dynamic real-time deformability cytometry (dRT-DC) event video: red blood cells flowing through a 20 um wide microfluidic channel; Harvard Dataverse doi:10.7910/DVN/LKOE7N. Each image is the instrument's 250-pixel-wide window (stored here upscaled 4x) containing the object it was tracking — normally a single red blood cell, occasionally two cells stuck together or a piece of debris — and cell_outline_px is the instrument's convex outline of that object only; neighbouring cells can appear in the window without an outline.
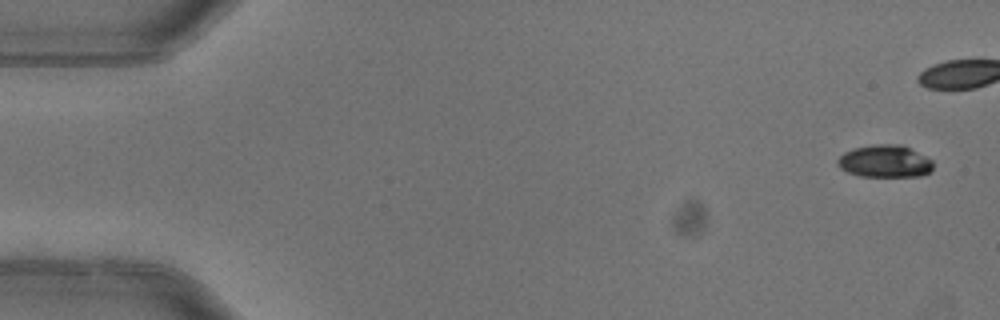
{"species": "common noctule bat (a hibernating species)", "species_latin": "Nyctalus noctula", "temperature_condition": "warm", "stored_images_in_passage": 7, "camera_frame_rate_fps": 3000, "um_per_image_px": 0.085, "animal": {"sex": "female"}, "frame": {"image": 1, "passage_image": 1, "time_ms": 0.0, "image_size_px": [1000, 320], "cell_outline_px": [[932, 168], [928, 172], [920, 176], [860, 176], [848, 172], [840, 168], [836, 164], [836, 160], [844, 152], [852, 148], [876, 144], [900, 144], [932, 160]], "centroid_in_image_um": [75.15, 13.7], "position_along_channel_um": 9.8, "area_um2": 17.86}}